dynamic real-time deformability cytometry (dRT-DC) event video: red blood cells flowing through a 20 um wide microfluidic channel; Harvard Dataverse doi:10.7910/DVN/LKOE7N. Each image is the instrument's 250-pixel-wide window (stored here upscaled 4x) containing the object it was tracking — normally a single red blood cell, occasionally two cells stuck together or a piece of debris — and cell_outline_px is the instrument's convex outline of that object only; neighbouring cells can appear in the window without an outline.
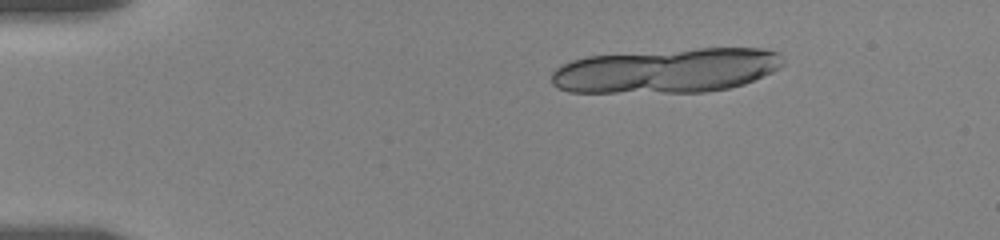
{"species": "human", "species_latin": "Homo sapiens", "temperature_condition": "room temperature", "stored_images_in_passage": 13, "camera_frame_rate_fps": 3000, "um_per_image_px": 0.085, "donor": {"sex": "female"}, "frame": {"image": 1, "passage_image": 4, "time_ms": 2.667, "image_size_px": [1000, 240], "cell_outline_px": [[784, 64], [780, 68], [772, 72], [744, 84], [728, 88], [704, 92], [568, 92], [556, 88], [552, 84], [552, 72], [560, 64], [572, 60], [588, 56], [696, 48], [764, 48], [780, 52], [784, 60]], "centroid_in_image_um": [56.68, 5.99], "position_along_channel_um": 28.3, "area_um2": 60.4}}